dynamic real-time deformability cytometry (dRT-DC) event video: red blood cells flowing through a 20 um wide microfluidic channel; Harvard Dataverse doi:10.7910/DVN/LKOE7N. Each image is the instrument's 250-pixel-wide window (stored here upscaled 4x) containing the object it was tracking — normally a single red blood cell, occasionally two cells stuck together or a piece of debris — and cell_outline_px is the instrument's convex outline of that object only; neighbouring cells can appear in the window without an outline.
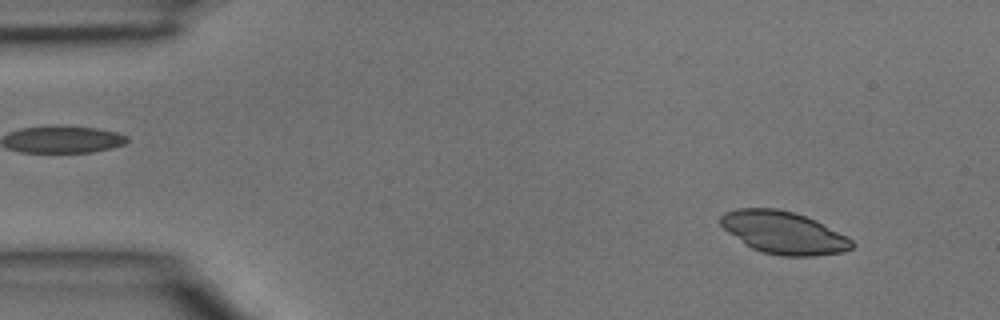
{"species": "common noctule bat (a hibernating species)", "species_latin": "Nyctalus noctula", "temperature_condition": "room temperature", "stored_images_in_passage": 3, "camera_frame_rate_fps": 3000, "um_per_image_px": 0.085, "animal": {"sex": "male", "body_mass_g": 15.6}, "frame": {"image": 1, "passage_image": 1, "time_ms": 0.0, "image_size_px": [1000, 320], "cell_outline_px": [[856, 244], [852, 248], [844, 252], [816, 256], [784, 256], [764, 252], [752, 248], [728, 232], [720, 224], [720, 216], [724, 212], [736, 208], [776, 208], [792, 212], [816, 220], [852, 240]], "centroid_in_image_um": [66.61, 19.77], "position_along_channel_um": 18.4, "area_um2": 32.25}}